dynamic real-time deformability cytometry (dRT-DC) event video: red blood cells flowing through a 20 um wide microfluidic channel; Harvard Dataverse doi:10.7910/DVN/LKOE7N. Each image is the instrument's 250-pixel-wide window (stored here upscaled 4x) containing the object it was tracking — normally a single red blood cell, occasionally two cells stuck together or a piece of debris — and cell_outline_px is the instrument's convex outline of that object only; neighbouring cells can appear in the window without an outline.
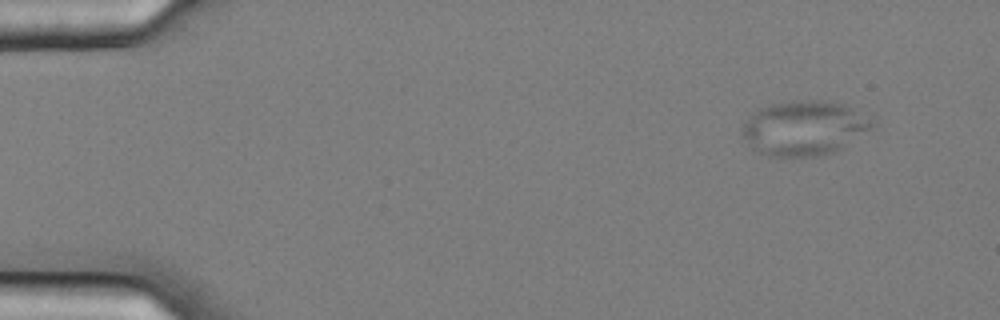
{"species": "common noctule bat (a hibernating species)", "species_latin": "Nyctalus noctula", "temperature_condition": "cold", "stored_images_in_passage": 11, "camera_frame_rate_fps": 3000, "um_per_image_px": 0.085, "animal": {"sex": "female", "body_mass_g": 25.1}, "frame": {"image": 1, "passage_image": 1, "time_ms": 0.0, "image_size_px": [1000, 320], "cell_outline_px": [[880, 124], [840, 148], [816, 156], [768, 156], [752, 148], [744, 136], [744, 124], [760, 108], [768, 104], [792, 100], [824, 100], [844, 104], [876, 116]], "centroid_in_image_um": [68.49, 10.84], "position_along_channel_um": 16.5, "area_um2": 41.56}}